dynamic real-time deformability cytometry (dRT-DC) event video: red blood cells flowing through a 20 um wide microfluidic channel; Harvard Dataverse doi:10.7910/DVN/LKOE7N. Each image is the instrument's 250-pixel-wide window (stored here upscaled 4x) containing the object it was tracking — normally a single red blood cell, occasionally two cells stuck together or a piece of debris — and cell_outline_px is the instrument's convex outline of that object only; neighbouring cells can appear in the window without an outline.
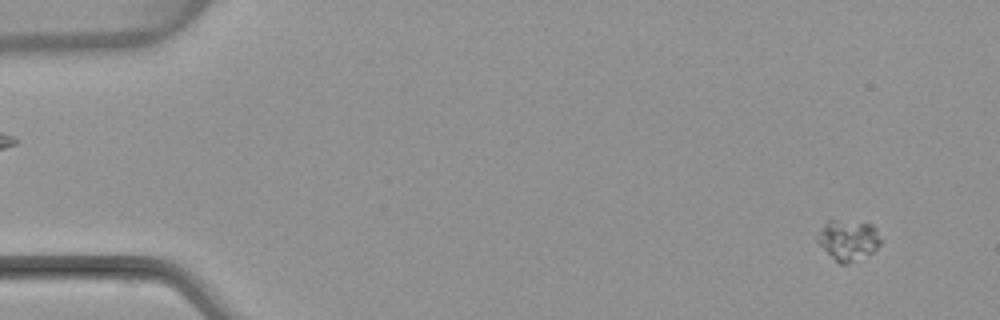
{"species": "common noctule bat (a hibernating species)", "species_latin": "Nyctalus noctula", "temperature_condition": "warm", "stored_images_in_passage": 4, "camera_frame_rate_fps": 3000, "um_per_image_px": 0.085, "animal": {"sex": "female", "body_mass_g": 22.7, "forearm_length_mm": 54.2}, "frame": {"image": 1, "passage_image": 1, "time_ms": 0.0, "image_size_px": [1000, 320], "cell_outline_px": [[880, 244], [872, 252], [848, 264], [840, 264], [816, 240], [816, 236], [824, 224], [828, 220], [836, 220], [872, 224], [876, 228], [880, 240]], "centroid_in_image_um": [72.09, 20.39], "position_along_channel_um": 12.9, "area_um2": 14.57}}
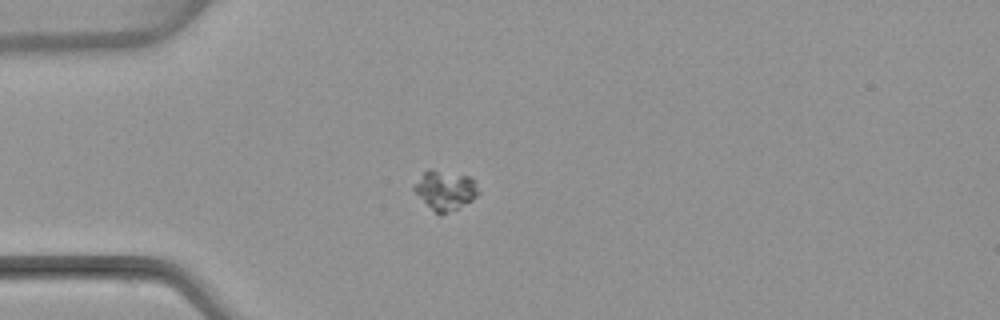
{"frame": {"image": 2, "passage_image": 4, "time_ms": 3.667, "image_size_px": [1000, 320], "cell_outline_px": [[480, 192], [472, 200], [440, 216], [412, 188], [424, 172], [428, 168], [432, 168], [468, 176], [472, 180]], "centroid_in_image_um": [37.85, 16.14], "position_along_channel_um": 47.2, "area_um2": 14.28}}